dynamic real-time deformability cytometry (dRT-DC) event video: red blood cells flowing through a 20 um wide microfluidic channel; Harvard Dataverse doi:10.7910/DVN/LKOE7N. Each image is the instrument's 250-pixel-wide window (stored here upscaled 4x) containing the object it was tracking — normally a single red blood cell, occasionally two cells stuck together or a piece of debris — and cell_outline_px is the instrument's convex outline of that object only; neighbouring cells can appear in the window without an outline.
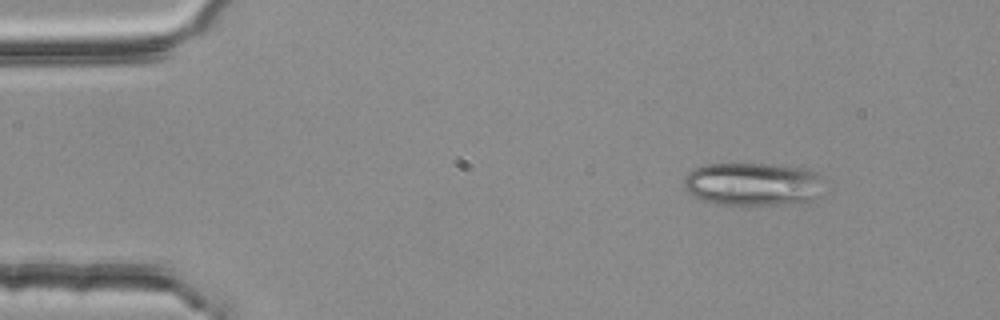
{"species": "common noctule bat (a hibernating species)", "species_latin": "Nyctalus noctula", "temperature_condition": "room temperature", "stored_images_in_passage": 48, "camera_frame_rate_fps": 3000, "um_per_image_px": 0.085, "animal": {"sex": "female", "body_mass_g": 25.1}, "frame": {"image": 1, "passage_image": 1, "time_ms": 0.0, "image_size_px": [1000, 320], "cell_outline_px": [[824, 176], [816, 204], [716, 204], [692, 196], [684, 188], [684, 176], [692, 168], [704, 164], [768, 164], [804, 168], [820, 172]], "centroid_in_image_um": [64.07, 15.65], "position_along_channel_um": 20.9, "area_um2": 36.13}}
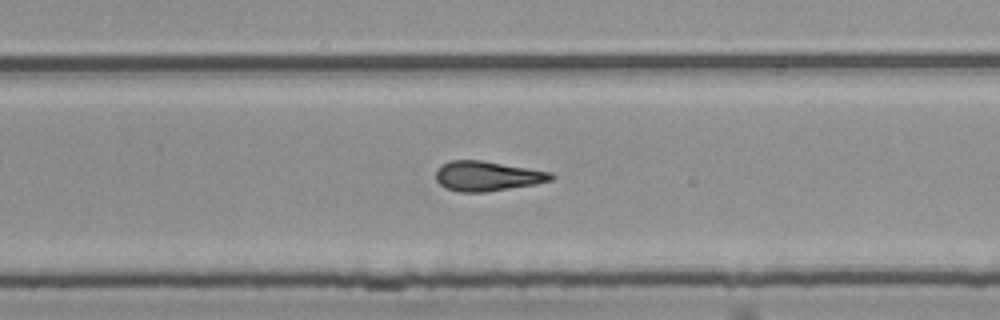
{"frame": {"image": 2, "passage_image": 29, "time_ms": 9.333, "image_size_px": [1000, 320], "cell_outline_px": [[556, 176], [552, 180], [536, 184], [484, 192], [460, 192], [444, 188], [436, 180], [436, 168], [452, 160], [480, 160], [552, 172]], "centroid_in_image_um": [41.42, 14.97], "position_along_channel_um": 288.4, "area_um2": 20.0}}
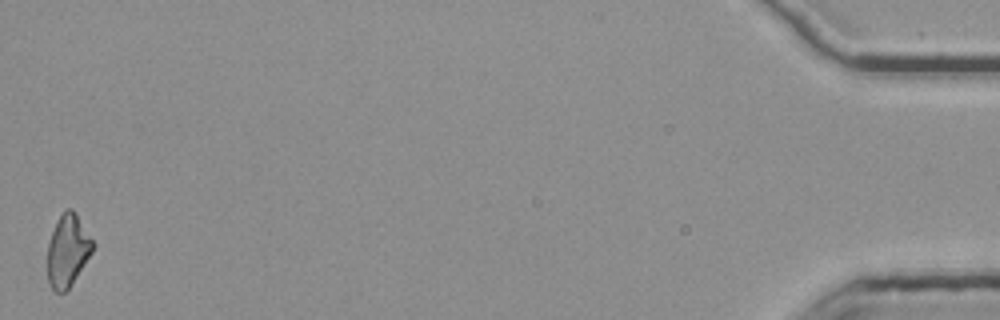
{"frame": {"image": 3, "passage_image": 48, "time_ms": 15.667, "image_size_px": [1000, 320], "cell_outline_px": [[96, 244], [92, 252], [68, 292], [56, 292], [52, 288], [48, 280], [44, 260], [48, 244], [56, 220], [68, 208], [72, 208]], "centroid_in_image_um": [5.72, 21.35], "position_along_channel_um": 429.5, "area_um2": 19.59}, "authors_computed_cell_mechanics": {"area_um2": 19.941, "velocity_mm_per_s": 3.7881, "shape_relaxation_time_tau1_ms": null, "shape_relaxation_time_tau2_ms": 3.9279, "deformation_change_tau1": null, "deformation_change_tau2": 0.1578}}